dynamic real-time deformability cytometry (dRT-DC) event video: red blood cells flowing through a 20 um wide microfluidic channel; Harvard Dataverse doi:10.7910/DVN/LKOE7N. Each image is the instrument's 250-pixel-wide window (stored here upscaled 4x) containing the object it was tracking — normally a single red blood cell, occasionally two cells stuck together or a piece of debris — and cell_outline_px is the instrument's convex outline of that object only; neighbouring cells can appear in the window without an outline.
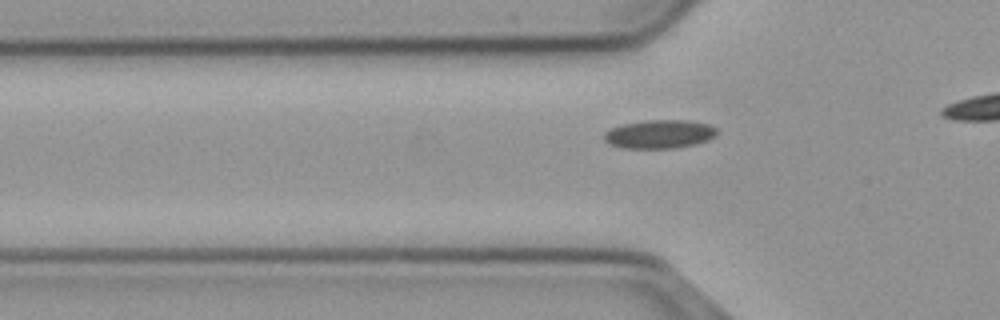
{"species": "common noctule bat (a hibernating species)", "species_latin": "Nyctalus noctula", "temperature_condition": "cold", "stored_images_in_passage": 10, "camera_frame_rate_fps": 3000, "um_per_image_px": 0.085, "animal": {"sex": "male", "body_mass_g": 23.1, "forearm_length_mm": 52.7}, "frame": {"image": 1, "passage_image": 4, "time_ms": 1.0, "image_size_px": [1000, 320], "cell_outline_px": [[716, 136], [708, 140], [696, 144], [676, 148], [620, 148], [604, 140], [604, 132], [612, 128], [624, 124], [644, 120], [688, 120], [708, 124], [716, 128]], "centroid_in_image_um": [56.07, 11.4], "position_along_channel_um": 69.7, "area_um2": 18.79}}
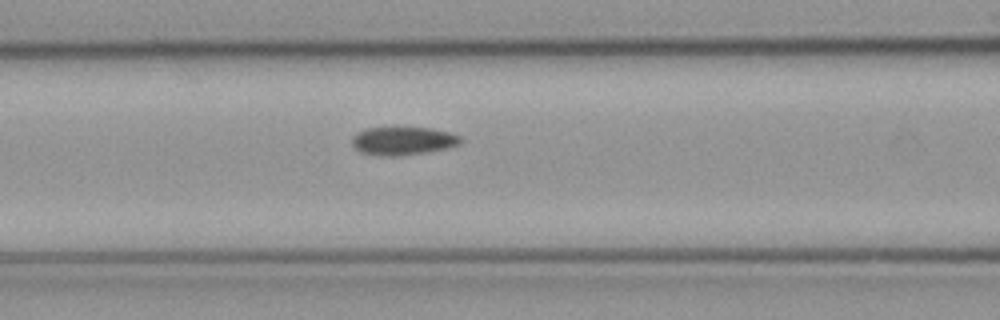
{"frame": {"image": 2, "passage_image": 9, "time_ms": 2.667, "image_size_px": [1000, 320], "cell_outline_px": [[464, 140], [460, 144], [444, 148], [424, 152], [396, 156], [384, 156], [360, 152], [352, 144], [352, 136], [356, 132], [368, 128], [428, 128], [448, 132], [460, 136]], "centroid_in_image_um": [34.23, 11.97], "position_along_channel_um": 132.4, "area_um2": 17.57}}